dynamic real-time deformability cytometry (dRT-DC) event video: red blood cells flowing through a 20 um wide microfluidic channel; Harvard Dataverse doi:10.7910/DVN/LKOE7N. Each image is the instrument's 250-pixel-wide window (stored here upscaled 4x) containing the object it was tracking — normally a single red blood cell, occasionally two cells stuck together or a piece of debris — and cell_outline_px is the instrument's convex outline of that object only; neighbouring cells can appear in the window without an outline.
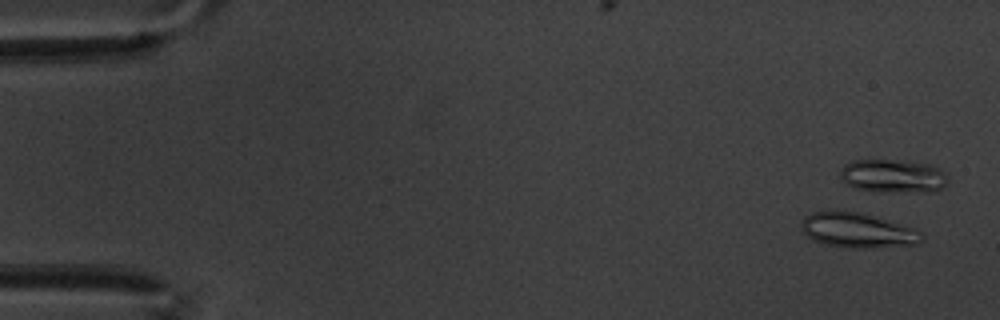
{"species": "common noctule bat (a hibernating species)", "species_latin": "Nyctalus noctula", "temperature_condition": "warm", "stored_images_in_passage": 60, "camera_frame_rate_fps": 3000, "um_per_image_px": 0.085, "animal": {"sex": "male", "body_mass_g": 20.1, "forearm_length_mm": 53.5}, "frame": {"image": 1, "passage_image": 2, "time_ms": 0.333, "image_size_px": [1000, 320], "cell_outline_px": [[924, 240], [920, 244], [876, 248], [852, 248], [824, 244], [812, 240], [800, 228], [800, 224], [804, 216], [812, 212], [860, 212], [916, 228], [924, 232]], "centroid_in_image_um": [72.96, 19.6], "position_along_channel_um": 12.0, "area_um2": 24.68}}
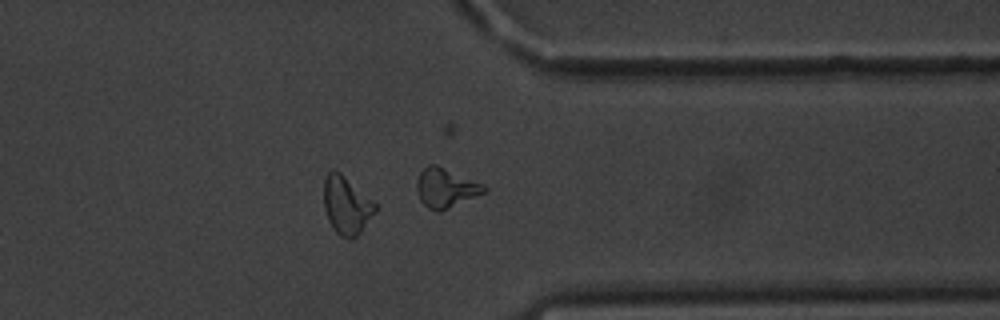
{"frame": {"image": 2, "passage_image": 47, "time_ms": 15.333, "image_size_px": [1000, 320], "cell_outline_px": [[376, 212], [360, 232], [352, 240], [348, 240], [340, 236], [336, 232], [328, 220], [324, 208], [324, 180], [328, 172], [332, 168], [340, 172], [372, 200], [376, 204]], "centroid_in_image_um": [29.44, 17.46], "position_along_channel_um": 382.0, "area_um2": 17.34}}
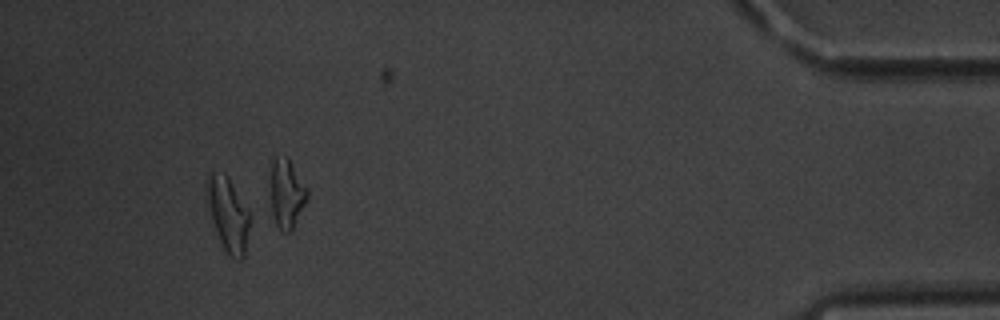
{"frame": {"image": 3, "passage_image": 55, "time_ms": 18.0, "image_size_px": [1000, 320], "cell_outline_px": [[256, 216], [244, 256], [240, 260], [232, 260], [228, 256], [220, 240], [212, 220], [204, 196], [204, 184], [208, 172], [224, 172], [228, 176]], "centroid_in_image_um": [19.46, 18.18], "position_along_channel_um": 415.7, "area_um2": 20.35}, "authors_computed_cell_mechanics": {"area_um2": 17.3111, "velocity_mm_per_s": 3.3623, "shape_relaxation_time_tau1_ms": 9.0065, "shape_relaxation_time_tau2_ms": 2.3443, "deformation_change_tau1": 0.1972, "deformation_change_tau2": 0.1015}}